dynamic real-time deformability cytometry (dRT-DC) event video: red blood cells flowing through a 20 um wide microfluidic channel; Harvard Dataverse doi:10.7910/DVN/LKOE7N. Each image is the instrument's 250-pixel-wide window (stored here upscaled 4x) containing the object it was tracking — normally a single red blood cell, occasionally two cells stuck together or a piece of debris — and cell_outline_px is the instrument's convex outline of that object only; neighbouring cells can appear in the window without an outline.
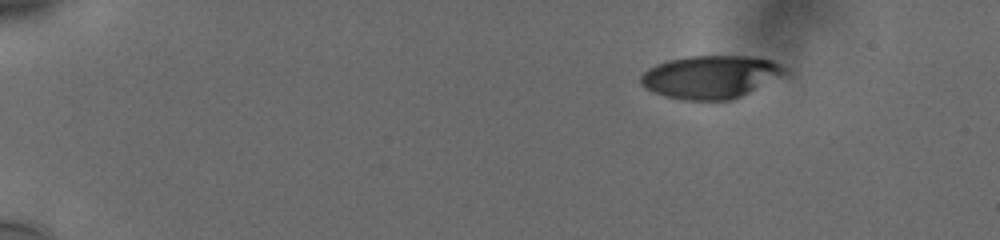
{"species": "human", "species_latin": "Homo sapiens", "temperature_condition": "cold", "stored_images_in_passage": 49, "camera_frame_rate_fps": 3000, "um_per_image_px": 0.085, "donor": {"sex": "male"}, "frame": {"image": 1, "passage_image": 1, "time_ms": 0.0, "image_size_px": [1000, 240], "cell_outline_px": [[788, 72], [740, 96], [728, 100], [684, 100], [664, 96], [644, 88], [640, 84], [640, 76], [648, 68], [656, 64], [668, 60], [688, 56], [752, 56], [772, 60], [780, 64]], "centroid_in_image_um": [60.34, 6.53], "position_along_channel_um": 24.7, "area_um2": 35.84}}
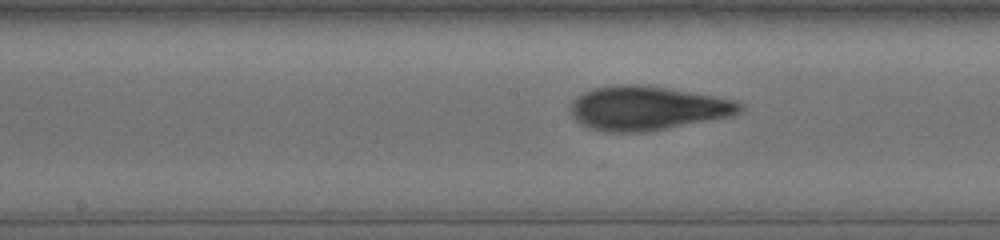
{"frame": {"image": 2, "passage_image": 24, "time_ms": 7.667, "image_size_px": [1000, 240], "cell_outline_px": [[744, 108], [740, 112], [732, 116], [644, 132], [608, 132], [588, 128], [576, 120], [572, 116], [572, 100], [576, 96], [592, 88], [612, 84], [640, 84], [668, 88], [716, 96], [736, 100], [744, 104]], "centroid_in_image_um": [55.02, 9.18], "position_along_channel_um": 193.2, "area_um2": 43.64}}
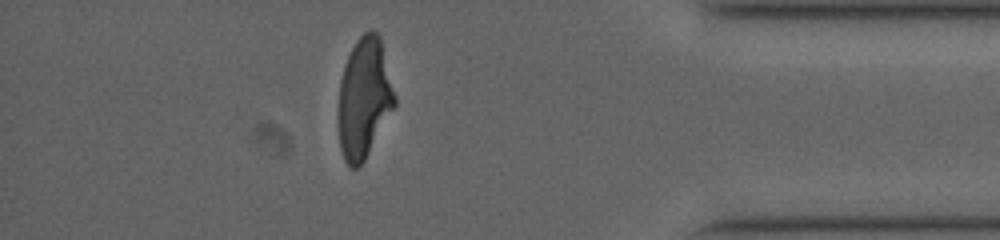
{"frame": {"image": 3, "passage_image": 43, "time_ms": 14.0, "image_size_px": [1000, 240], "cell_outline_px": [[396, 104], [364, 160], [356, 168], [352, 168], [344, 160], [340, 148], [336, 116], [340, 80], [344, 64], [356, 40], [364, 32], [372, 28], [380, 36], [396, 96]], "centroid_in_image_um": [30.92, 8.32], "position_along_channel_um": 404.3, "area_um2": 39.88}, "authors_computed_cell_mechanics": {"area_um2": 40.5178, "velocity_mm_per_s": 3.7603, "shape_relaxation_time_tau1_ms": 5.0205, "shape_relaxation_time_tau2_ms": 1.2922, "deformation_change_tau1": 0.2021, "deformation_change_tau2": 0.0805}}